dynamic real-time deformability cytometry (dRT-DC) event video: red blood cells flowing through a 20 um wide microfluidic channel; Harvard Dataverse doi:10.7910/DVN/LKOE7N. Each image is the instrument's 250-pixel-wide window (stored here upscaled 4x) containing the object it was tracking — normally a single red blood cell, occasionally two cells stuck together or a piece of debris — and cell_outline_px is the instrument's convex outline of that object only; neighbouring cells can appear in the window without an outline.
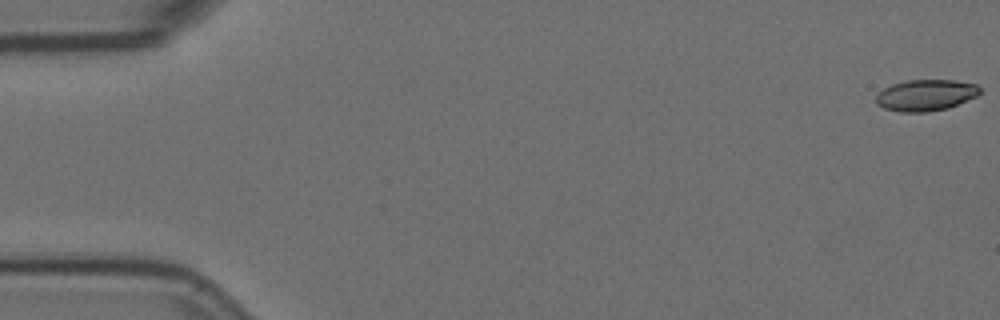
{"species": "Egyptian fruit bat (a non-hibernating species)", "species_latin": "Rousettus aegyptiacus", "temperature_condition": "room temperature", "stored_images_in_passage": 7, "camera_frame_rate_fps": 3000, "um_per_image_px": 0.085, "animal": {"sex": "female"}, "frame": {"image": 1, "passage_image": 1, "time_ms": 0.0, "image_size_px": [1000, 320], "cell_outline_px": [[980, 92], [976, 96], [948, 108], [928, 112], [900, 112], [884, 108], [876, 104], [876, 96], [884, 88], [892, 84], [908, 80], [956, 80], [976, 84], [980, 88]], "centroid_in_image_um": [78.68, 8.09], "position_along_channel_um": 6.3, "area_um2": 18.9}}